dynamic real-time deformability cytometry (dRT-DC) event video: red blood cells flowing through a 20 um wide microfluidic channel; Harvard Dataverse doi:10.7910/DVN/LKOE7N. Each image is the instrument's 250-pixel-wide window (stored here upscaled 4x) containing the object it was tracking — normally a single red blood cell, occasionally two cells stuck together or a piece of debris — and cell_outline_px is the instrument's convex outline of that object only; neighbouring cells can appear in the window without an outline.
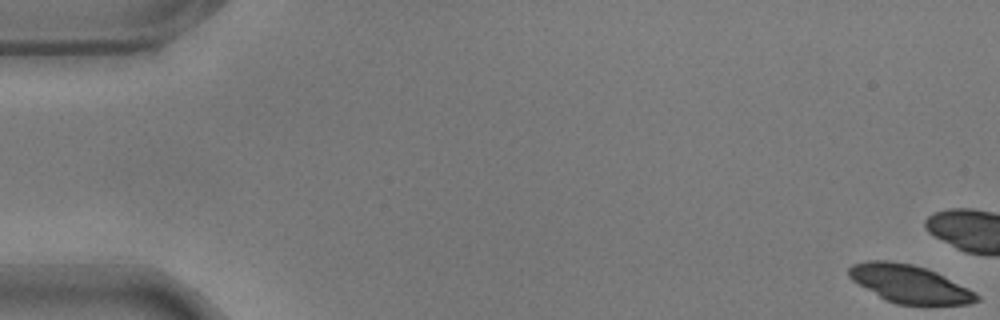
{"species": "common noctule bat (a hibernating species)", "species_latin": "Nyctalus noctula", "temperature_condition": "warm", "stored_images_in_passage": 16, "camera_frame_rate_fps": 3000, "um_per_image_px": 0.085, "animal": {"sex": "male", "body_mass_g": 17.9}, "frame": {"image": 1, "passage_image": 1, "time_ms": 0.0, "image_size_px": [1000, 320], "cell_outline_px": [[980, 300], [968, 304], [896, 304], [880, 296], [852, 280], [848, 276], [848, 268], [852, 264], [868, 260], [888, 260], [912, 264], [928, 268], [976, 292], [980, 296]], "centroid_in_image_um": [77.32, 24.11], "position_along_channel_um": 7.7, "area_um2": 27.98}}